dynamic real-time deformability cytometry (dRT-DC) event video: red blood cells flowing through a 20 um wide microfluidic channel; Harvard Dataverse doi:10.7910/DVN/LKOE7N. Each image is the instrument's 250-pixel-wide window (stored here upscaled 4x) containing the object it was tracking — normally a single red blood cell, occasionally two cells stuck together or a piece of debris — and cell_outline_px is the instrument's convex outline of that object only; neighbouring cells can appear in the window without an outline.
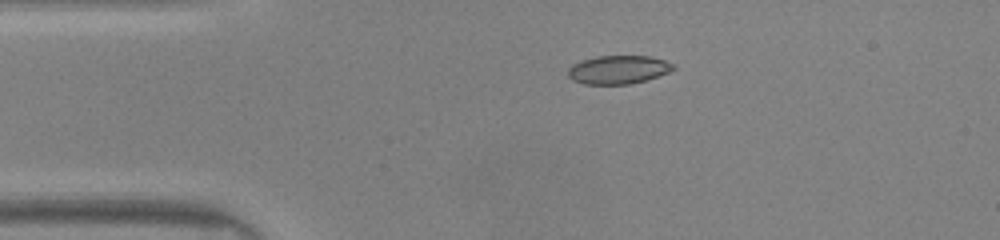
{"species": "common noctule bat (a hibernating species)", "species_latin": "Nyctalus noctula", "temperature_condition": "warm", "stored_images_in_passage": 40, "camera_frame_rate_fps": 3000, "um_per_image_px": 0.085, "animal": {"sex": "male", "body_mass_g": 20.0, "forearm_length_mm": 53.3}, "frame": {"image": 1, "passage_image": 1, "time_ms": 0.0, "image_size_px": [1000, 240], "cell_outline_px": [[676, 68], [668, 72], [644, 80], [628, 84], [584, 84], [572, 80], [568, 76], [568, 68], [572, 64], [580, 60], [596, 56], [648, 56], [664, 60], [672, 64]], "centroid_in_image_um": [52.49, 5.91], "position_along_channel_um": 32.5, "area_um2": 17.34}}
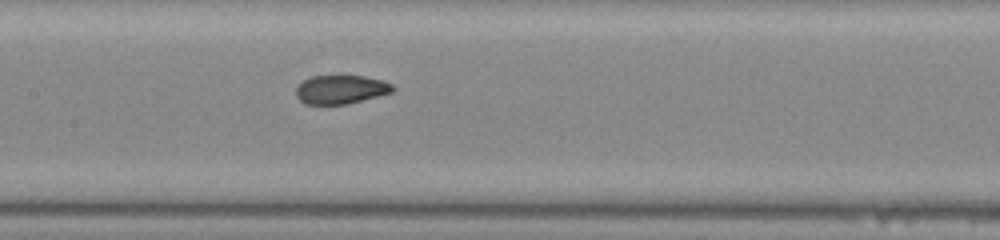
{"frame": {"image": 2, "passage_image": 14, "time_ms": 4.333, "image_size_px": [1000, 240], "cell_outline_px": [[396, 88], [392, 92], [348, 104], [304, 104], [296, 96], [296, 88], [304, 80], [312, 76], [364, 76], [384, 80], [392, 84]], "centroid_in_image_um": [28.99, 7.61], "position_along_channel_um": 178.4, "area_um2": 16.18}}
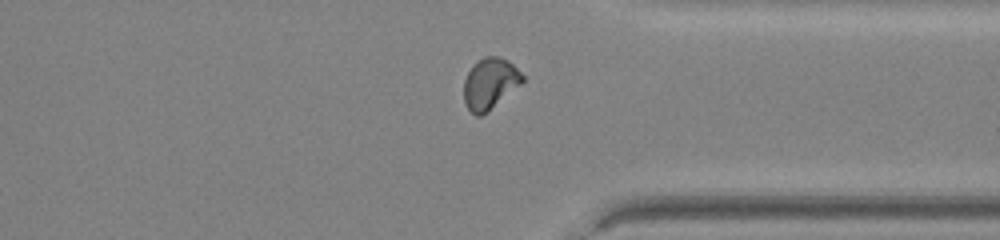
{"frame": {"image": 3, "passage_image": 28, "time_ms": 9.0, "image_size_px": [1000, 240], "cell_outline_px": [[524, 80], [520, 84], [480, 116], [476, 116], [464, 104], [464, 80], [472, 64], [484, 56], [500, 56], [508, 60], [524, 76]], "centroid_in_image_um": [41.61, 7.06], "position_along_channel_um": 369.8, "area_um2": 17.11}, "authors_computed_cell_mechanics": {"area_um2": 17.2244, "velocity_mm_per_s": 4.1765, "shape_relaxation_time_tau1_ms": 8.2097, "shape_relaxation_time_tau2_ms": 0.6458, "deformation_change_tau1": 0.2173, "deformation_change_tau2": 0.0498}}